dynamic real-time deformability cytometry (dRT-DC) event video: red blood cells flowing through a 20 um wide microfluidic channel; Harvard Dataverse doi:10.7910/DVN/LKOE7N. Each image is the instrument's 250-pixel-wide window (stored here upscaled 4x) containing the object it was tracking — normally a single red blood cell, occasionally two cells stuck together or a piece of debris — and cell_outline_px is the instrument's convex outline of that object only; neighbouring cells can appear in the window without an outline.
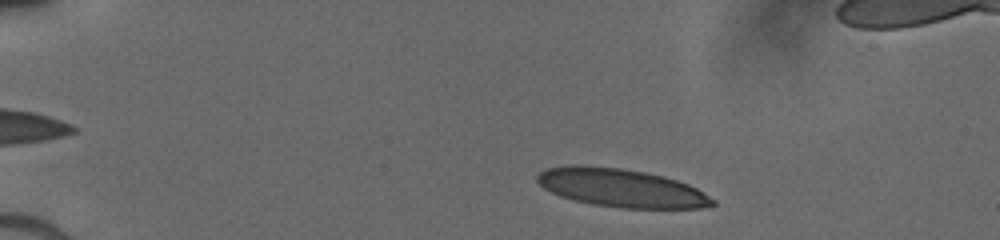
{"species": "human", "species_latin": "Homo sapiens", "temperature_condition": "cold", "stored_images_in_passage": 46, "segment_of_instrument_passage": [1, 2], "camera_frame_rate_fps": 3000, "um_per_image_px": 0.085, "donor": {"sex": "male"}, "frame": {"image": 1, "passage_image": 4, "time_ms": 1.0, "image_size_px": [1000, 240], "cell_outline_px": [[716, 204], [700, 208], [620, 208], [592, 204], [560, 196], [544, 188], [536, 180], [536, 176], [540, 172], [548, 168], [568, 164], [580, 164], [620, 168], [644, 172], [664, 176], [688, 184], [696, 188], [716, 200]], "centroid_in_image_um": [52.79, 15.96], "position_along_channel_um": 32.2, "area_um2": 39.13}}
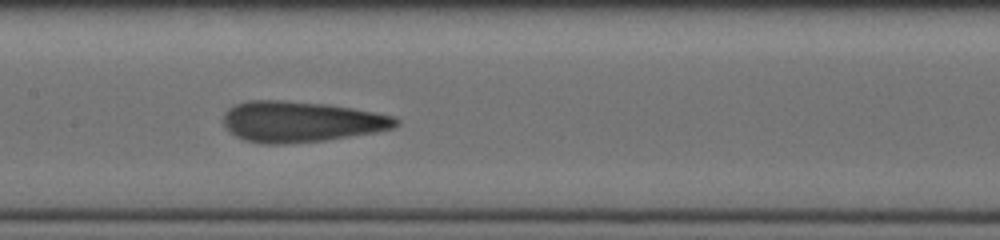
{"frame": {"image": 2, "passage_image": 21, "time_ms": 6.667, "image_size_px": [1000, 240], "cell_outline_px": [[400, 124], [392, 128], [376, 132], [324, 140], [284, 144], [264, 144], [244, 140], [236, 136], [224, 124], [224, 112], [228, 108], [236, 104], [248, 100], [280, 100], [328, 104], [376, 112], [396, 116], [400, 120]], "centroid_in_image_um": [25.61, 10.33], "position_along_channel_um": 181.8, "area_um2": 41.04}}
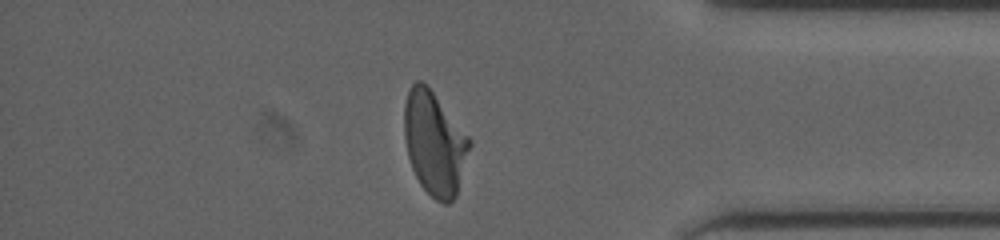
{"frame": {"image": 3, "passage_image": 38, "time_ms": 12.333, "image_size_px": [1000, 240], "cell_outline_px": [[472, 144], [456, 196], [448, 204], [444, 204], [436, 200], [420, 184], [412, 168], [408, 156], [404, 136], [404, 104], [408, 92], [412, 84], [416, 80], [420, 80], [432, 92], [472, 140]], "centroid_in_image_um": [36.94, 12.2], "position_along_channel_um": 398.3, "area_um2": 39.02}}